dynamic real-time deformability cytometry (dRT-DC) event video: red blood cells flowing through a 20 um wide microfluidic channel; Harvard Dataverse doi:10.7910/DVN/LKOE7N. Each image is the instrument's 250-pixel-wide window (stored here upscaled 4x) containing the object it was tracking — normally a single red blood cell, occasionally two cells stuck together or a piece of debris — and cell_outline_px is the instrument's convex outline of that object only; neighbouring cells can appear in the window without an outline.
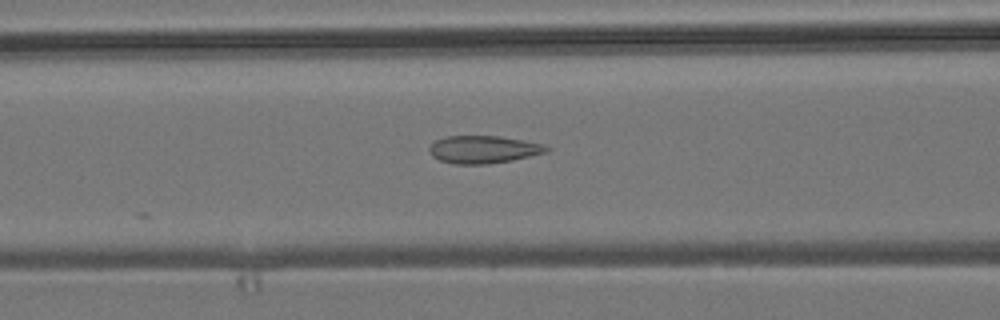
{"species": "common noctule bat (a hibernating species)", "species_latin": "Nyctalus noctula", "temperature_condition": "room temperature", "stored_images_in_passage": 27, "camera_frame_rate_fps": 3000, "um_per_image_px": 0.085, "animal": {"sex": "male", "body_mass_g": 19.2, "forearm_length_mm": 51.8}, "frame": {"image": 1, "passage_image": 22, "time_ms": 7.0, "image_size_px": [1000, 320], "cell_outline_px": [[552, 148], [548, 152], [512, 160], [488, 164], [456, 164], [440, 160], [432, 156], [428, 148], [436, 140], [448, 136], [500, 136], [524, 140], [544, 144]], "centroid_in_image_um": [41.13, 12.7], "position_along_channel_um": 125.5, "area_um2": 18.9}}
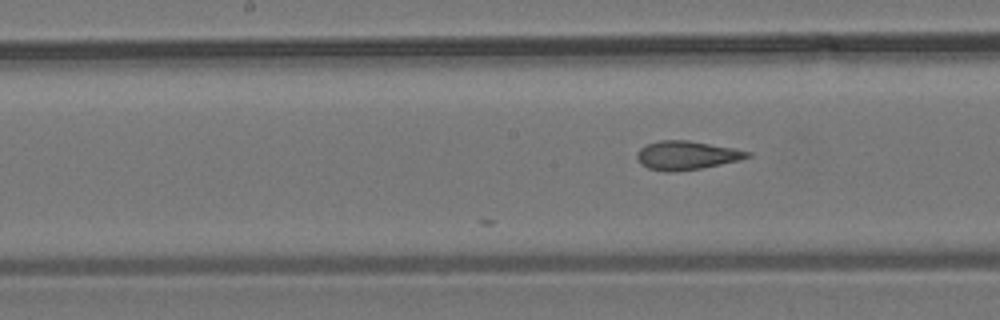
{"frame": {"image": 2, "passage_image": 27, "time_ms": 8.667, "image_size_px": [1000, 320], "cell_outline_px": [[752, 156], [740, 160], [700, 168], [672, 172], [664, 172], [648, 168], [636, 156], [640, 148], [648, 144], [660, 140], [688, 140], [732, 148], [752, 152]], "centroid_in_image_um": [58.38, 13.2], "position_along_channel_um": 189.8, "area_um2": 18.21}}